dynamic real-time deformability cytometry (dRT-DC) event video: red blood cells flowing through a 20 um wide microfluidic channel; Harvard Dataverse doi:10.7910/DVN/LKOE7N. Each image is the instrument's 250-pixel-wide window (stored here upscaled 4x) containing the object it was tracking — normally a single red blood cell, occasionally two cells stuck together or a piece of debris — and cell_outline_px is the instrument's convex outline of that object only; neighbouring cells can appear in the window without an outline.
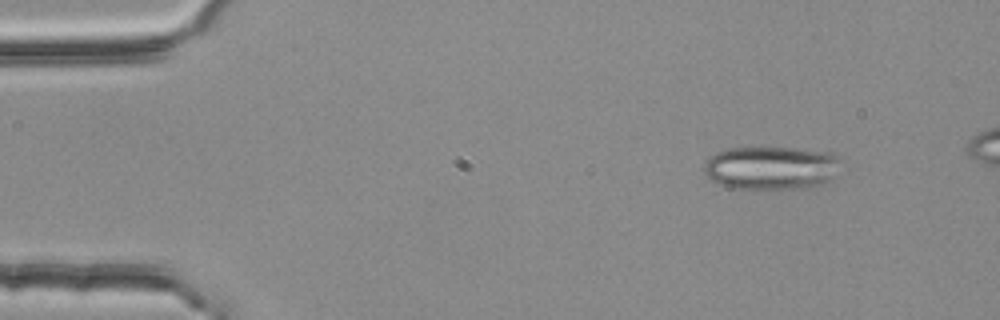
{"species": "common noctule bat (a hibernating species)", "species_latin": "Nyctalus noctula", "temperature_condition": "room temperature", "stored_images_in_passage": 4, "camera_frame_rate_fps": 3000, "um_per_image_px": 0.085, "animal": {"sex": "female", "body_mass_g": 25.1}, "frame": {"image": 1, "passage_image": 1, "time_ms": 0.0, "image_size_px": [1000, 320], "cell_outline_px": [[836, 176], [832, 180], [824, 184], [808, 188], [728, 188], [716, 184], [704, 176], [704, 164], [712, 156], [720, 152], [732, 148], [792, 148], [836, 152]], "centroid_in_image_um": [65.54, 14.28], "position_along_channel_um": 19.5, "area_um2": 34.56}}